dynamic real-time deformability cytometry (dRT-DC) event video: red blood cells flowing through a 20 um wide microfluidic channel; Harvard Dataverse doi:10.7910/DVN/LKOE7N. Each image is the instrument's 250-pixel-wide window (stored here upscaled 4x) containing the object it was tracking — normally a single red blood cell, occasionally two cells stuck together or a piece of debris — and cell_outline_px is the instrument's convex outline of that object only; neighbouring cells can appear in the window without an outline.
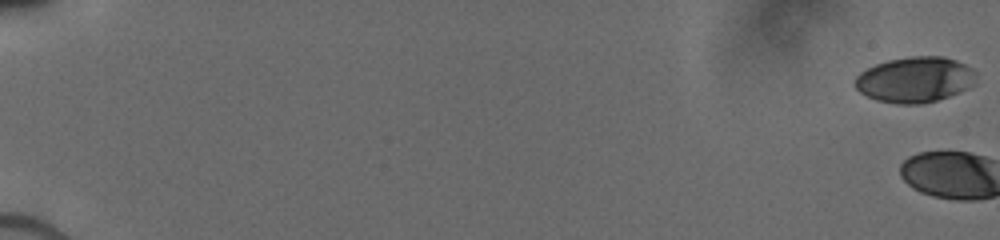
{"species": "human", "species_latin": "Homo sapiens", "temperature_condition": "cold", "stored_images_in_passage": 3, "camera_frame_rate_fps": 3000, "um_per_image_px": 0.085, "donor": {"sex": "male"}, "frame": {"image": 1, "passage_image": 1, "time_ms": 0.0, "image_size_px": [1000, 240], "cell_outline_px": [[976, 84], [960, 92], [936, 100], [920, 104], [896, 104], [876, 100], [860, 92], [852, 84], [856, 76], [860, 72], [876, 64], [888, 60], [912, 56], [944, 56], [956, 60], [972, 68], [976, 72]], "centroid_in_image_um": [77.78, 6.77], "position_along_channel_um": 7.2, "area_um2": 32.43}}